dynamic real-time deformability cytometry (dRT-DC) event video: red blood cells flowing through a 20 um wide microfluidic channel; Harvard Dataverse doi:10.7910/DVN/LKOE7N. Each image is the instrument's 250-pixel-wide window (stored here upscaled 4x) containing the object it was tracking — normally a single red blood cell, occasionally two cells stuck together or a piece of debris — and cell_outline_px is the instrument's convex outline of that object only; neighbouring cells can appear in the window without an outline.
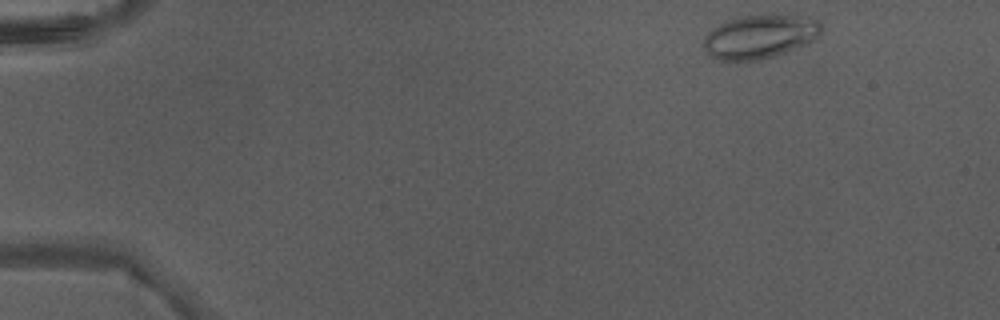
{"species": "Egyptian fruit bat (a non-hibernating species)", "species_latin": "Rousettus aegyptiacus", "temperature_condition": "warm", "stored_images_in_passage": 9, "camera_frame_rate_fps": 3000, "um_per_image_px": 0.085, "animal": {"sex": "male"}, "frame": {"image": 1, "passage_image": 1, "time_ms": 0.0, "image_size_px": [1000, 320], "cell_outline_px": [[820, 36], [816, 40], [784, 52], [772, 56], [756, 60], [736, 64], [728, 64], [712, 56], [704, 48], [704, 36], [708, 32], [720, 24], [728, 20], [744, 16], [808, 16], [816, 20], [820, 24]], "centroid_in_image_um": [64.55, 3.16], "position_along_channel_um": 20.5, "area_um2": 29.88}}